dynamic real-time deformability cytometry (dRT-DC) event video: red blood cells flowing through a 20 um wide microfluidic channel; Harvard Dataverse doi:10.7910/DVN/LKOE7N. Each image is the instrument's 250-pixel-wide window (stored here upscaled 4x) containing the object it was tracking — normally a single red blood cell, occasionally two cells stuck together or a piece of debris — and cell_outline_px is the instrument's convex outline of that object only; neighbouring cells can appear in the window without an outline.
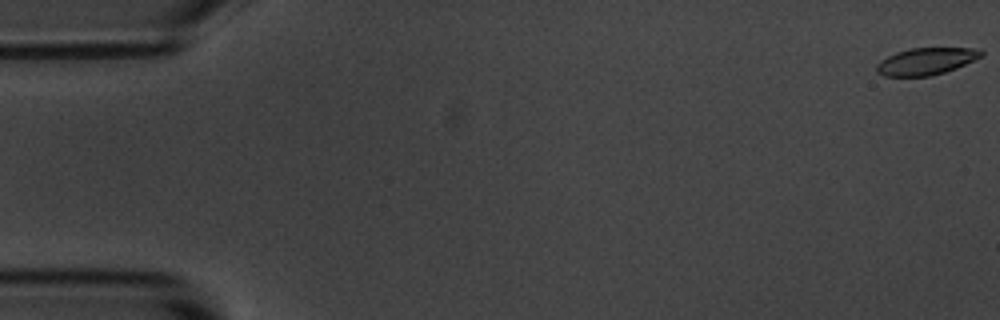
{"species": "common noctule bat (a hibernating species)", "species_latin": "Nyctalus noctula", "temperature_condition": "room temperature", "stored_images_in_passage": 56, "camera_frame_rate_fps": 3000, "um_per_image_px": 0.085, "animal": {"sex": "male", "body_mass_g": 20.1, "forearm_length_mm": 53.5}, "frame": {"image": 1, "passage_image": 1, "time_ms": 0.0, "image_size_px": [1000, 320], "cell_outline_px": [[984, 56], [956, 68], [932, 76], [884, 76], [876, 72], [876, 64], [880, 60], [896, 52], [908, 48], [980, 48], [984, 52]], "centroid_in_image_um": [78.73, 5.2], "position_along_channel_um": 6.3, "area_um2": 16.65}}
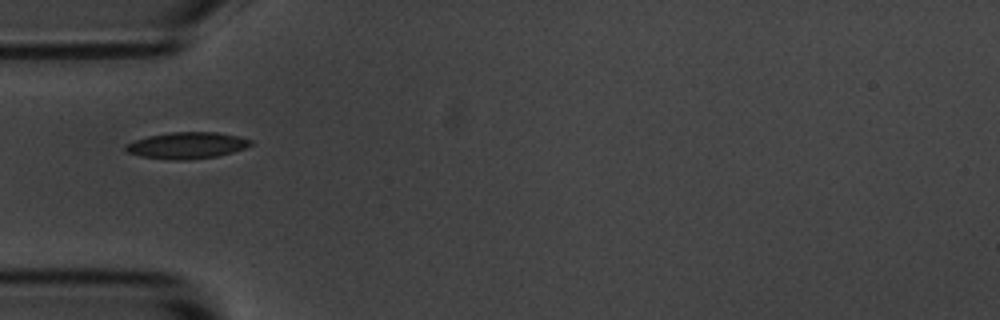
{"frame": {"image": 2, "passage_image": 18, "time_ms": 5.667, "image_size_px": [1000, 320], "cell_outline_px": [[252, 144], [244, 148], [232, 152], [216, 156], [192, 160], [168, 160], [140, 156], [128, 152], [124, 148], [124, 144], [148, 136], [168, 132], [216, 132], [236, 136], [252, 140]], "centroid_in_image_um": [15.85, 12.36], "position_along_channel_um": 69.2, "area_um2": 19.31}}
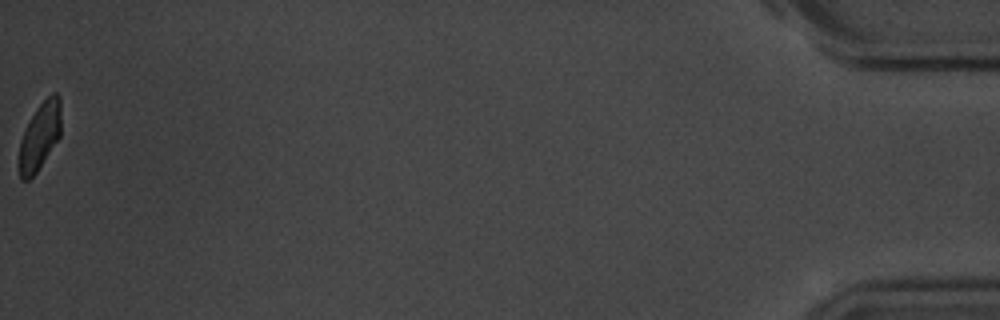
{"frame": {"image": 3, "passage_image": 56, "time_ms": 18.333, "image_size_px": [1000, 320], "cell_outline_px": [[60, 136], [36, 172], [28, 180], [20, 180], [20, 140], [36, 108], [52, 92], [56, 92], [60, 96]], "centroid_in_image_um": [3.4, 11.54], "position_along_channel_um": 431.8, "area_um2": 16.01}, "authors_computed_cell_mechanics": {"area_um2": 18.0625, "velocity_mm_per_s": 3.6486, "shape_relaxation_time_tau1_ms": 2.7952, "shape_relaxation_time_tau2_ms": 4.9379, "deformation_change_tau1": 0.1173, "deformation_change_tau2": 0.1001}}